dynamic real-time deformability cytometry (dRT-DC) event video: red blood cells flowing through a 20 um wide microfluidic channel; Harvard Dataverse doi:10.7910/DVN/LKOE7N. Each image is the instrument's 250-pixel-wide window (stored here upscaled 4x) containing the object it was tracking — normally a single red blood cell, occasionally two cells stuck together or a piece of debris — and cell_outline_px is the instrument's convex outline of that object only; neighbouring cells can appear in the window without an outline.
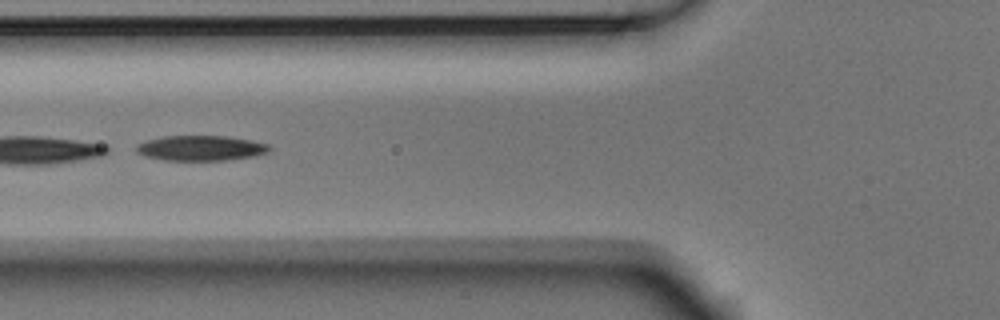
{"species": "Egyptian fruit bat (a non-hibernating species)", "species_latin": "Rousettus aegyptiacus", "temperature_condition": "room temperature", "stored_images_in_passage": 9, "camera_frame_rate_fps": 3000, "um_per_image_px": 0.085, "animal": {"sex": "male"}, "frame": {"image": 1, "passage_image": 7, "time_ms": 2.0, "image_size_px": [1000, 320], "cell_outline_px": [[272, 148], [268, 152], [256, 156], [228, 160], [164, 160], [144, 156], [136, 152], [136, 144], [148, 140], [164, 136], [228, 136], [252, 140], [268, 144]], "centroid_in_image_um": [17.09, 12.59], "position_along_channel_um": 108.7, "area_um2": 19.65}}